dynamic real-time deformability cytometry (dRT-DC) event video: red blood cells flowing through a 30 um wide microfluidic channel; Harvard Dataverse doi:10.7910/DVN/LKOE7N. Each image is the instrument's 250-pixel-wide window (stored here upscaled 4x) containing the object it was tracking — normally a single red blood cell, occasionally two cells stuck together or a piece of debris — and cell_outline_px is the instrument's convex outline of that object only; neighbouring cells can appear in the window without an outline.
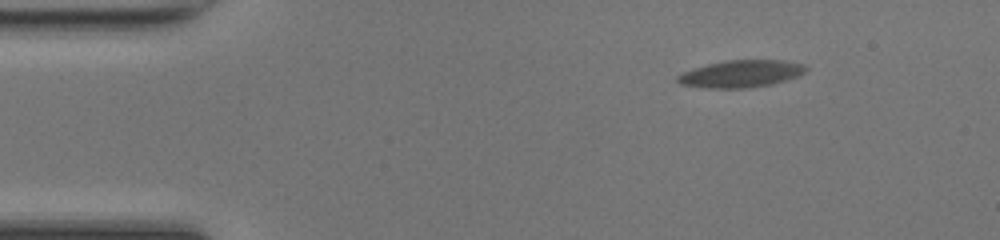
{"species": "common noctule bat (a hibernating species)", "species_latin": "Nyctalus noctula", "temperature_condition": "room temperature", "stored_images_in_passage": 45, "camera_frame_rate_fps": 3000, "um_per_image_px": 0.085, "animal": {"sex": "female", "body_mass_g": 17.0, "forearm_length_mm": 48.0}, "frame": {"image": 1, "passage_image": 1, "time_ms": 0.0, "image_size_px": [1000, 240], "cell_outline_px": [[808, 68], [804, 72], [796, 76], [768, 84], [740, 88], [716, 88], [680, 84], [676, 80], [676, 76], [684, 72], [708, 64], [728, 60], [780, 60], [804, 64]], "centroid_in_image_um": [62.97, 6.25], "position_along_channel_um": 22.0, "area_um2": 19.65}}
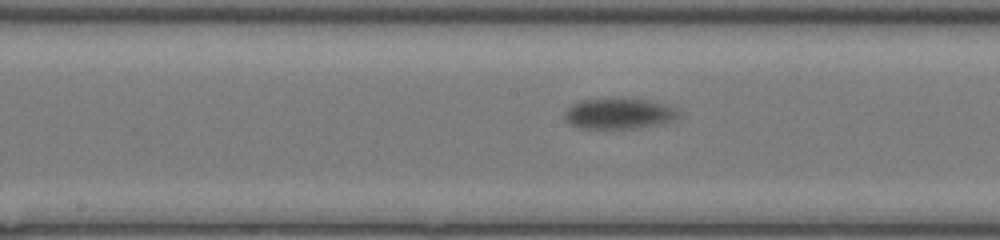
{"frame": {"image": 2, "passage_image": 20, "time_ms": 6.333, "image_size_px": [1000, 240], "cell_outline_px": [[676, 116], [668, 120], [652, 124], [632, 128], [580, 128], [568, 124], [564, 116], [564, 112], [568, 108], [584, 100], [644, 100], [660, 104], [672, 108], [676, 112]], "centroid_in_image_um": [52.45, 9.68], "position_along_channel_um": 195.8, "area_um2": 18.9}}
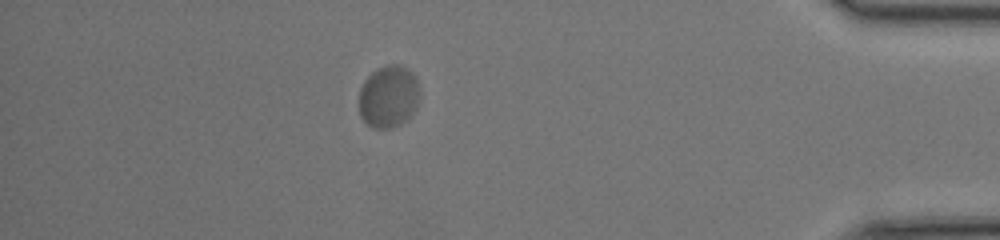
{"frame": {"image": 3, "passage_image": 39, "time_ms": 12.667, "image_size_px": [1000, 240], "cell_outline_px": [[416, 108], [400, 124], [388, 128], [372, 128], [360, 116], [360, 88], [364, 80], [372, 72], [388, 64], [396, 64], [404, 68], [416, 80]], "centroid_in_image_um": [32.95, 8.22], "position_along_channel_um": 402.2, "area_um2": 21.1}, "authors_computed_cell_mechanics": {"area_um2": 19.7676, "velocity_mm_per_s": 4.0528, "shape_relaxation_time_tau1_ms": 3.9587, "shape_relaxation_time_tau2_ms": null, "deformation_change_tau1": 0.1768, "deformation_change_tau2": null}}